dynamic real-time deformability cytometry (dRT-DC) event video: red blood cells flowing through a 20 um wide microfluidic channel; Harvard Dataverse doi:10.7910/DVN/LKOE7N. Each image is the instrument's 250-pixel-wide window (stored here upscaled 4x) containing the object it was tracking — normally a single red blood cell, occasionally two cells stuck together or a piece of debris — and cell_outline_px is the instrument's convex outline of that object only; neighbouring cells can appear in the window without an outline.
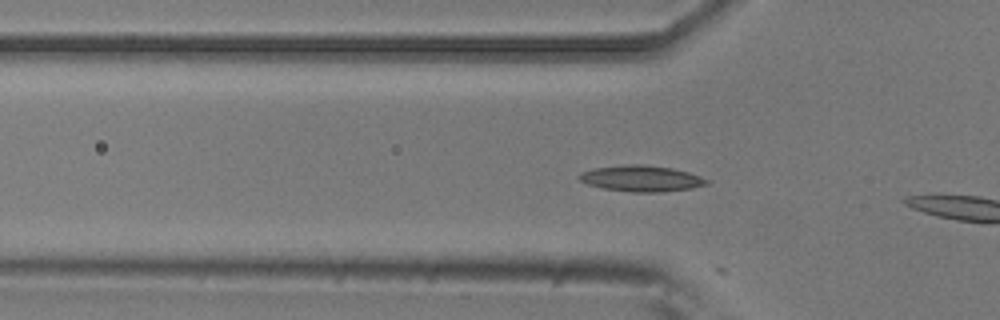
{"species": "common noctule bat (a hibernating species)", "species_latin": "Nyctalus noctula", "temperature_condition": "room temperature", "stored_images_in_passage": 8, "camera_frame_rate_fps": 3000, "um_per_image_px": 0.085, "animal": {"sex": "male", "body_mass_g": 20.5, "forearm_length_mm": 52.5}, "frame": {"image": 1, "passage_image": 5, "time_ms": 1.333, "image_size_px": [1000, 320], "cell_outline_px": [[708, 184], [692, 188], [660, 192], [632, 192], [600, 188], [588, 184], [580, 180], [576, 176], [580, 172], [596, 168], [628, 164], [644, 164], [672, 168], [688, 172], [700, 176], [708, 180]], "centroid_in_image_um": [54.49, 15.17], "position_along_channel_um": 71.3, "area_um2": 19.36}}